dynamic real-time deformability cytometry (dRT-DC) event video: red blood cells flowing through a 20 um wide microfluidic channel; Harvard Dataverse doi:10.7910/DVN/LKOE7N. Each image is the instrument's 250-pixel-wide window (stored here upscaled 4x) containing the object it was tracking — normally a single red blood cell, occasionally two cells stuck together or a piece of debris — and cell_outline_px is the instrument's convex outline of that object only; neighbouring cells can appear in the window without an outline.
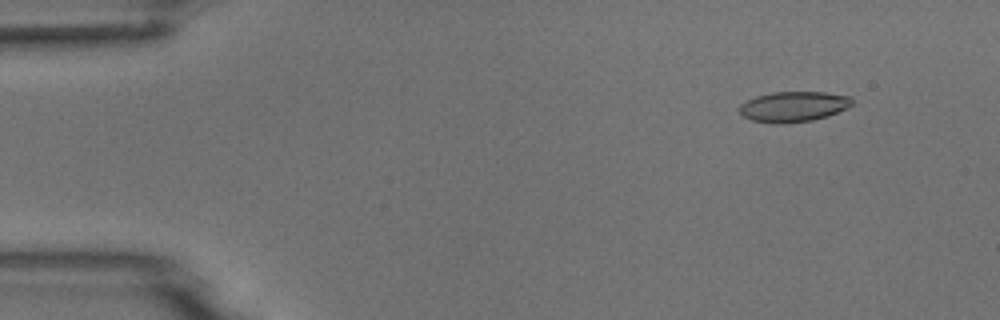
{"species": "common noctule bat (a hibernating species)", "species_latin": "Nyctalus noctula", "temperature_condition": "room temperature", "stored_images_in_passage": 5, "camera_frame_rate_fps": 3000, "um_per_image_px": 0.085, "animal": {"sex": "male", "body_mass_g": 18.8}, "frame": {"image": 1, "passage_image": 1, "time_ms": 0.0, "image_size_px": [1000, 320], "cell_outline_px": [[852, 104], [848, 108], [828, 116], [812, 120], [776, 124], [752, 120], [744, 116], [740, 112], [740, 104], [756, 96], [772, 92], [824, 92], [848, 96], [852, 100]], "centroid_in_image_um": [67.45, 9.06], "position_along_channel_um": 17.5, "area_um2": 19.77}}
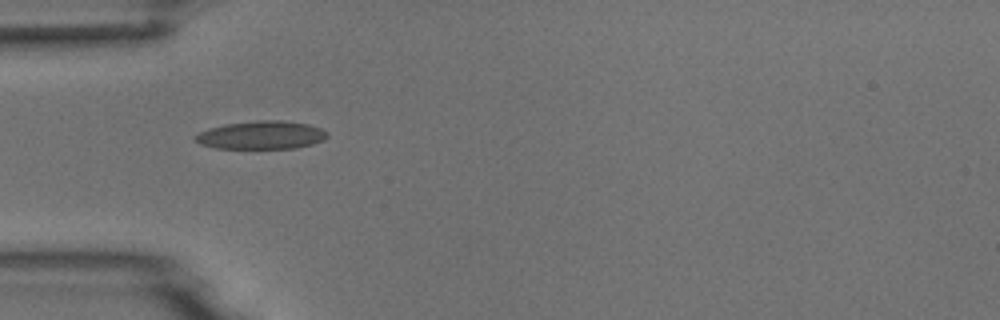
{"frame": {"image": 2, "passage_image": 4, "time_ms": 3.667, "image_size_px": [1000, 320], "cell_outline_px": [[328, 136], [324, 140], [312, 144], [296, 148], [212, 148], [200, 144], [192, 140], [192, 136], [200, 132], [224, 124], [256, 120], [280, 120], [308, 124], [320, 128], [328, 132]], "centroid_in_image_um": [22.19, 11.48], "position_along_channel_um": 62.8, "area_um2": 21.79}}